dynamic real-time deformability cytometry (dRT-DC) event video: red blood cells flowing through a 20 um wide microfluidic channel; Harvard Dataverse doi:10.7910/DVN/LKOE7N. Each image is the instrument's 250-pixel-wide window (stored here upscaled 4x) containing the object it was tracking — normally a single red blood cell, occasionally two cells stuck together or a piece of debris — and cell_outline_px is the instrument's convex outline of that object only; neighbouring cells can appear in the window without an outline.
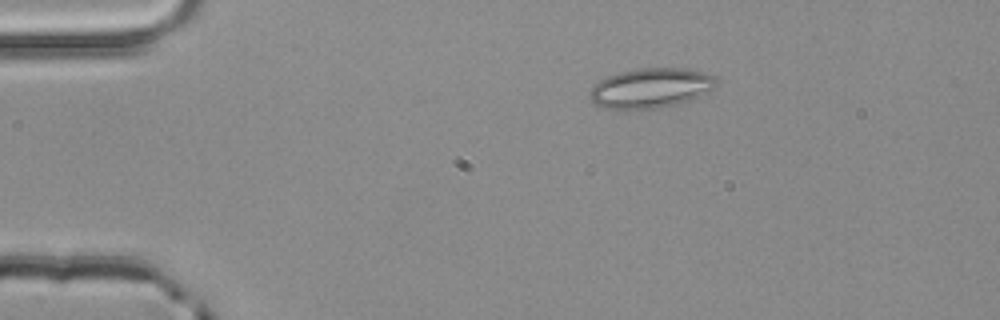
{"species": "common noctule bat (a hibernating species)", "species_latin": "Nyctalus noctula", "temperature_condition": "room temperature", "stored_images_in_passage": 2, "camera_frame_rate_fps": 3000, "um_per_image_px": 0.085, "animal": {"sex": "male", "body_mass_g": 20.4}, "frame": {"image": 1, "passage_image": 1, "time_ms": 0.0, "image_size_px": [1000, 320], "cell_outline_px": [[720, 80], [708, 92], [692, 100], [656, 108], [604, 108], [596, 104], [588, 96], [588, 92], [600, 80], [608, 76], [620, 72], [640, 68], [680, 68], [704, 72], [716, 76]], "centroid_in_image_um": [55.35, 7.47], "position_along_channel_um": 29.6, "area_um2": 29.13}}